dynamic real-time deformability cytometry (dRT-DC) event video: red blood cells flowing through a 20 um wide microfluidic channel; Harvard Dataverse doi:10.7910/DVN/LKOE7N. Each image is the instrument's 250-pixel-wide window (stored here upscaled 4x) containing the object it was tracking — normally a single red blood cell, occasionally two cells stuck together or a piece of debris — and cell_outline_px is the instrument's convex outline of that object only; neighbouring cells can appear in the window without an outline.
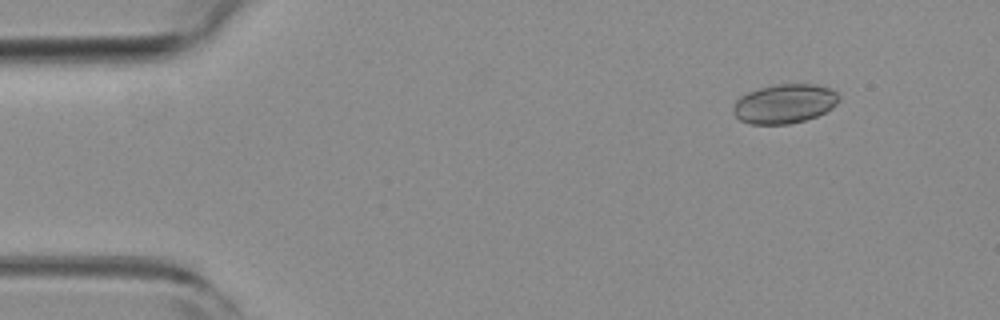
{"species": "common noctule bat (a hibernating species)", "species_latin": "Nyctalus noctula", "temperature_condition": "room temperature", "stored_images_in_passage": 4, "camera_frame_rate_fps": 3000, "um_per_image_px": 0.085, "animal": {"sex": "female", "body_mass_g": 19.3, "forearm_length_mm": 54.1}, "frame": {"image": 1, "passage_image": 1, "time_ms": 0.0, "image_size_px": [1000, 320], "cell_outline_px": [[840, 100], [832, 108], [816, 116], [804, 120], [788, 124], [752, 124], [740, 120], [736, 116], [732, 108], [732, 104], [740, 96], [748, 92], [772, 84], [816, 84], [832, 88], [840, 96]], "centroid_in_image_um": [66.69, 8.8], "position_along_channel_um": 18.3, "area_um2": 24.33}}
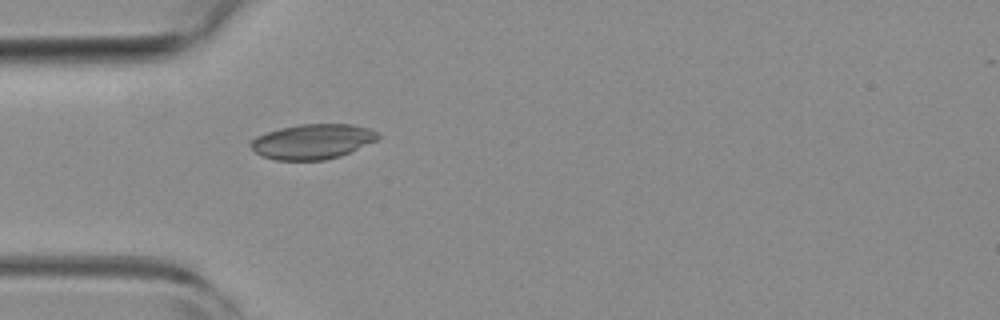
{"frame": {"image": 2, "passage_image": 4, "time_ms": 1.0, "image_size_px": [1000, 320], "cell_outline_px": [[380, 136], [376, 140], [340, 156], [324, 160], [276, 160], [264, 156], [256, 152], [248, 144], [248, 140], [256, 136], [280, 128], [300, 124], [352, 124], [368, 128], [380, 132]], "centroid_in_image_um": [26.55, 12.02], "position_along_channel_um": 58.5, "area_um2": 25.89}}